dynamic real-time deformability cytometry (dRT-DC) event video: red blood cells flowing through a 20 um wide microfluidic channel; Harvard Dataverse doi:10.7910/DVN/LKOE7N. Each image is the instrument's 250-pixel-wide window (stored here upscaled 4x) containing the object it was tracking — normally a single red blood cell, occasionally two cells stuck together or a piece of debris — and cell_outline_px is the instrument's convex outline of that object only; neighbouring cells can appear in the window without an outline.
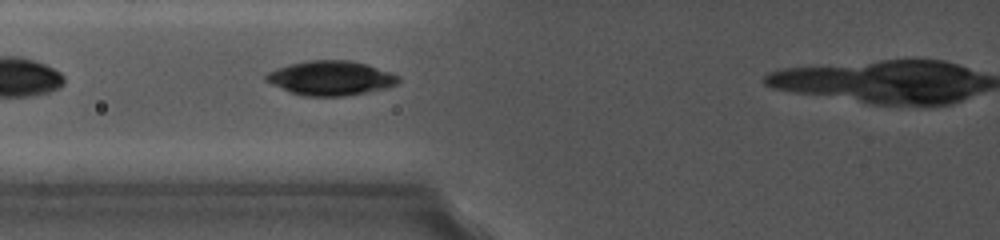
{"species": "common noctule bat (a hibernating species)", "species_latin": "Nyctalus noctula", "temperature_condition": "cold", "stored_images_in_passage": 11, "camera_frame_rate_fps": 5000, "um_per_image_px": 0.085, "animal": {"sex": "female", "body_mass_g": 19.0, "forearm_length_mm": 56.7}, "frame": {"image": 1, "passage_image": 2, "time_ms": 1.0, "image_size_px": [1000, 240], "cell_outline_px": [[400, 80], [396, 84], [388, 88], [344, 96], [300, 96], [272, 84], [264, 80], [264, 76], [268, 72], [276, 68], [288, 64], [304, 60], [352, 60], [368, 64], [392, 72], [400, 76]], "centroid_in_image_um": [28.12, 6.62], "position_along_channel_um": 97.7, "area_um2": 26.93}}
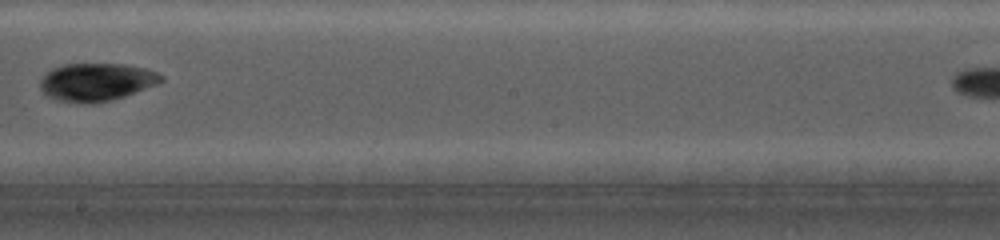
{"frame": {"image": 2, "passage_image": 5, "time_ms": 4.8, "image_size_px": [1000, 240], "cell_outline_px": [[164, 80], [156, 84], [124, 96], [112, 100], [92, 104], [80, 104], [56, 100], [48, 96], [40, 88], [40, 80], [52, 68], [64, 64], [128, 64], [144, 68], [156, 72], [164, 76]], "centroid_in_image_um": [8.19, 6.98], "position_along_channel_um": 240.0, "area_um2": 26.76}}
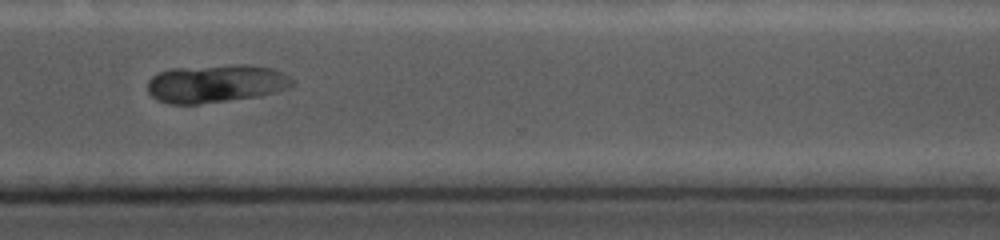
{"frame": {"image": 3, "passage_image": 10, "time_ms": 7.8, "image_size_px": [1000, 240], "cell_outline_px": [[296, 80], [288, 88], [276, 92], [260, 96], [196, 104], [168, 104], [156, 100], [148, 92], [148, 80], [152, 76], [168, 68], [232, 64], [248, 64], [272, 68], [284, 72]], "centroid_in_image_um": [18.37, 7.09], "position_along_channel_um": 352.2, "area_um2": 32.6}}